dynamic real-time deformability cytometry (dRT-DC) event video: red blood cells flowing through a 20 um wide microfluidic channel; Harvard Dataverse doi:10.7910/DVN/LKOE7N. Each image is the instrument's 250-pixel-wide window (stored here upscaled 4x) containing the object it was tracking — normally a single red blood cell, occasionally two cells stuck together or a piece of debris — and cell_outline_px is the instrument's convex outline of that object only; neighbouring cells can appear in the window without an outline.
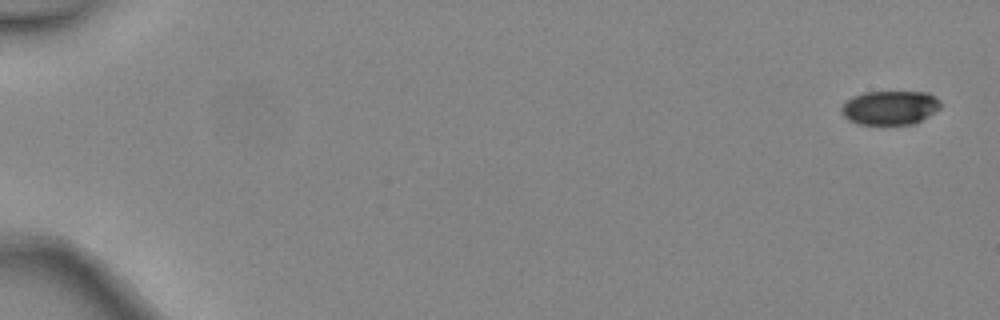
{"species": "common noctule bat (a hibernating species)", "species_latin": "Nyctalus noctula", "temperature_condition": "warm", "stored_images_in_passage": 4, "camera_frame_rate_fps": 3000, "um_per_image_px": 0.085, "animal": {"sex": "female", "body_mass_g": 24.6, "forearm_length_mm": 56.2}, "frame": {"image": 1, "passage_image": 1, "time_ms": 0.0, "image_size_px": [1000, 320], "cell_outline_px": [[940, 108], [916, 124], [856, 124], [848, 120], [840, 112], [840, 108], [852, 96], [864, 92], [928, 92], [936, 96], [940, 100]], "centroid_in_image_um": [75.65, 9.15], "position_along_channel_um": 9.4, "area_um2": 19.83}}
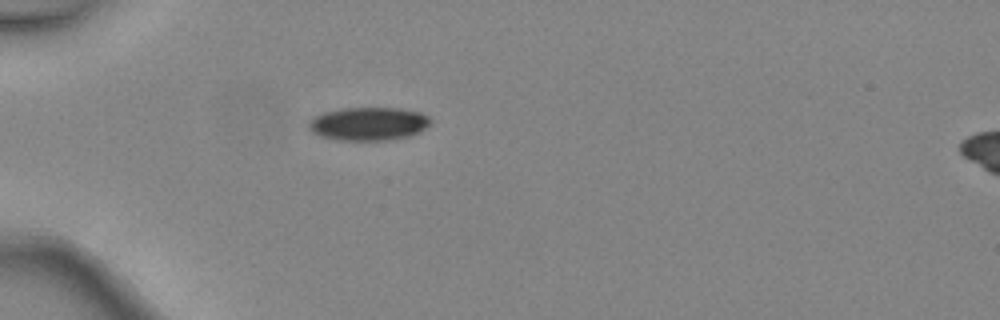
{"frame": {"image": 2, "passage_image": 4, "time_ms": 1.0, "image_size_px": [1000, 320], "cell_outline_px": [[432, 124], [420, 132], [412, 136], [388, 140], [336, 140], [320, 136], [312, 132], [308, 128], [308, 120], [324, 112], [344, 108], [400, 108], [420, 112], [428, 116], [432, 120]], "centroid_in_image_um": [31.36, 10.53], "position_along_channel_um": 53.6, "area_um2": 23.93}}